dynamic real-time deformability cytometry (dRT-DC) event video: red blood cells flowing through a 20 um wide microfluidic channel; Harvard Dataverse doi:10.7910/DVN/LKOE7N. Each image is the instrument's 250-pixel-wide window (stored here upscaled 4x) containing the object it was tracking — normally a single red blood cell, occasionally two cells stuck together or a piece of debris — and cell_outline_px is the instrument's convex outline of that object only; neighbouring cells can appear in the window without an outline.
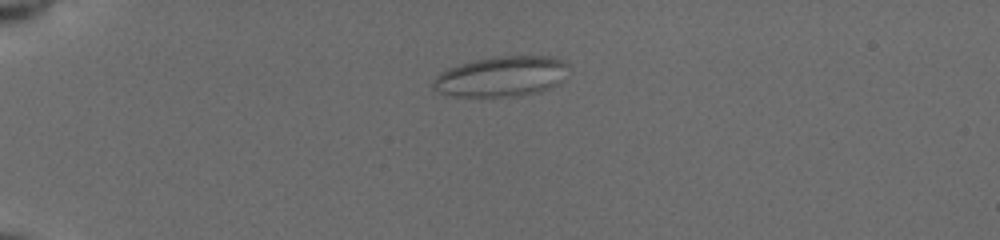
{"species": "common noctule bat (a hibernating species)", "species_latin": "Nyctalus noctula", "temperature_condition": "cold", "stored_images_in_passage": 42, "camera_frame_rate_fps": 3000, "um_per_image_px": 0.085, "animal": {"sex": "female", "body_mass_g": 19.5, "forearm_length_mm": 54.1}, "frame": {"image": 1, "passage_image": 1, "time_ms": 0.0, "image_size_px": [1000, 240], "cell_outline_px": [[564, 64], [556, 84], [548, 88], [532, 92], [500, 96], [456, 96], [440, 92], [432, 88], [432, 84], [436, 76], [440, 72], [448, 68], [476, 60], [500, 56], [544, 56], [560, 60]], "centroid_in_image_um": [42.46, 6.49], "position_along_channel_um": 42.5, "area_um2": 30.17}}
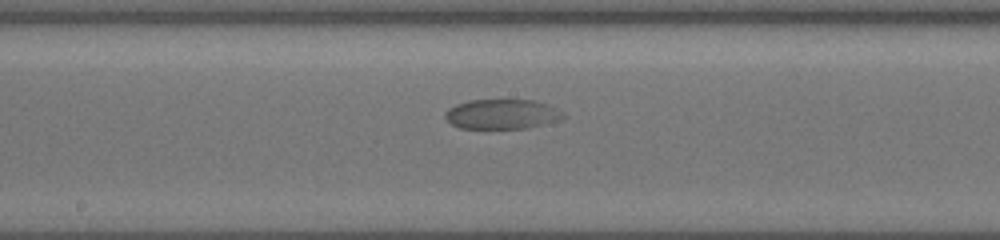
{"frame": {"image": 2, "passage_image": 18, "time_ms": 5.667, "image_size_px": [1000, 240], "cell_outline_px": [[564, 116], [540, 124], [524, 128], [460, 128], [452, 124], [444, 116], [444, 112], [448, 108], [456, 104], [468, 100], [532, 100], [548, 104], [560, 112]], "centroid_in_image_um": [42.54, 9.68], "position_along_channel_um": 205.7, "area_um2": 19.94}}
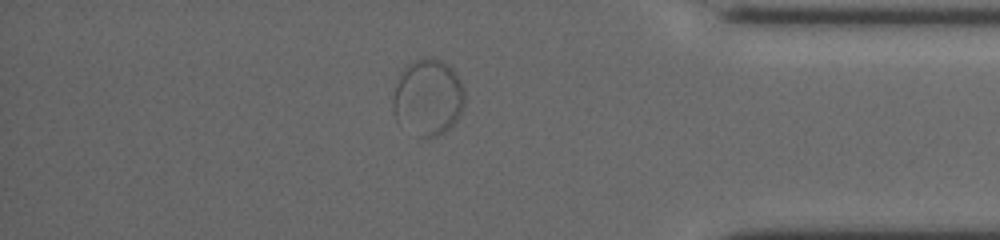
{"frame": {"image": 3, "passage_image": 35, "time_ms": 11.333, "image_size_px": [1000, 240], "cell_outline_px": [[464, 104], [460, 116], [444, 132], [436, 136], [420, 136], [396, 120], [392, 108], [392, 100], [400, 76], [404, 68], [412, 60], [424, 56], [428, 56], [440, 60], [448, 64], [452, 68], [460, 80], [464, 88]], "centroid_in_image_um": [36.39, 8.23], "position_along_channel_um": 398.8, "area_um2": 31.73}}